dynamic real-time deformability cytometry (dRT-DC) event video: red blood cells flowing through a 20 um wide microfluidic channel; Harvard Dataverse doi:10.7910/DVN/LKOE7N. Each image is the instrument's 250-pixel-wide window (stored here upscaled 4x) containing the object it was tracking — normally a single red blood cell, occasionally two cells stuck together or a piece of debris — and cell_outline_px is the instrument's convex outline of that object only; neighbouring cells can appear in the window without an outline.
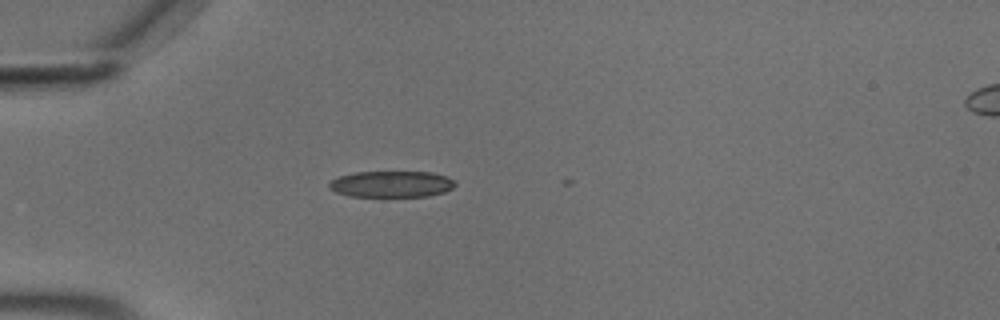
{"species": "common noctule bat (a hibernating species)", "species_latin": "Nyctalus noctula", "temperature_condition": "cold", "stored_images_in_passage": 5, "camera_frame_rate_fps": 3000, "um_per_image_px": 0.085, "animal": {"sex": "male", "body_mass_g": 18.8}, "frame": {"image": 1, "passage_image": 2, "time_ms": 0.333, "image_size_px": [1000, 320], "cell_outline_px": [[456, 184], [452, 188], [444, 192], [428, 196], [348, 196], [336, 192], [328, 188], [328, 184], [332, 180], [340, 176], [356, 172], [432, 172], [448, 176]], "centroid_in_image_um": [33.28, 15.64], "position_along_channel_um": 51.7, "area_um2": 19.25}}